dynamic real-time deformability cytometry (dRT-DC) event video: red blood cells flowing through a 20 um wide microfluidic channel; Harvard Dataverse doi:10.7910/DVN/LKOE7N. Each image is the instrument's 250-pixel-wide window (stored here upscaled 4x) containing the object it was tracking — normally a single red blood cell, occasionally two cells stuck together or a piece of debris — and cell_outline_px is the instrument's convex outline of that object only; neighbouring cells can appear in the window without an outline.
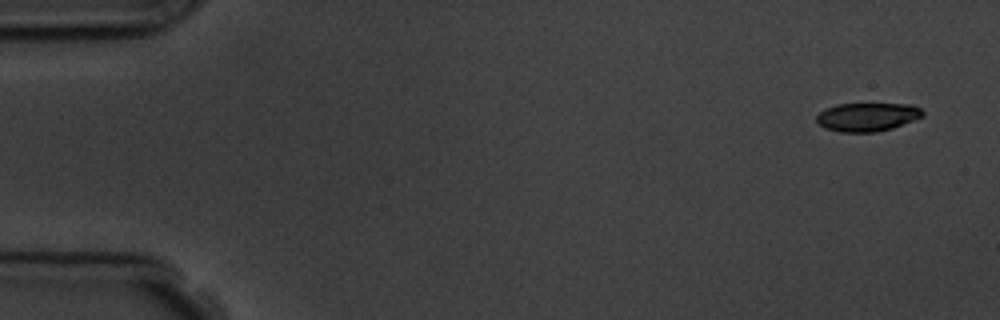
{"species": "common noctule bat (a hibernating species)", "species_latin": "Nyctalus noctula", "temperature_condition": "room temperature", "stored_images_in_passage": 4, "camera_frame_rate_fps": 3000, "um_per_image_px": 0.085, "animal": {"sex": "male", "body_mass_g": 19.5, "forearm_length_mm": 54.6}, "frame": {"image": 1, "passage_image": 1, "time_ms": 0.0, "image_size_px": [1000, 320], "cell_outline_px": [[924, 116], [892, 128], [876, 132], [840, 132], [824, 128], [816, 124], [816, 116], [820, 112], [836, 104], [912, 104], [920, 108], [924, 112]], "centroid_in_image_um": [73.7, 9.94], "position_along_channel_um": 11.3, "area_um2": 17.69}}
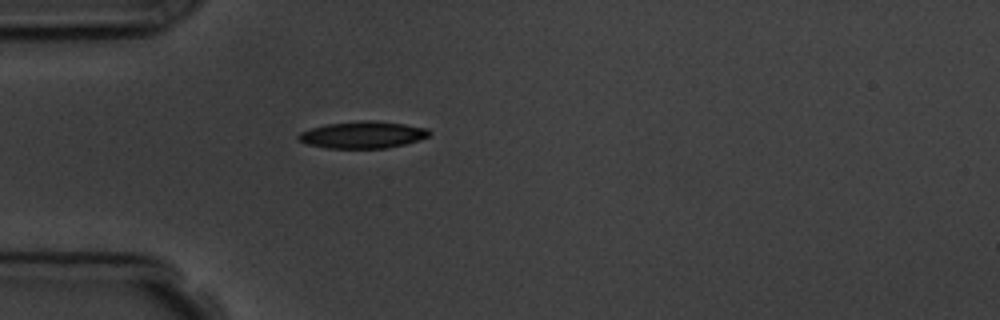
{"frame": {"image": 2, "passage_image": 4, "time_ms": 4.333, "image_size_px": [1000, 320], "cell_outline_px": [[432, 132], [428, 136], [404, 144], [388, 148], [328, 148], [308, 144], [300, 140], [296, 136], [300, 132], [312, 128], [328, 124], [360, 120], [376, 120], [404, 124], [428, 128]], "centroid_in_image_um": [30.85, 11.45], "position_along_channel_um": 54.2, "area_um2": 20.4}}